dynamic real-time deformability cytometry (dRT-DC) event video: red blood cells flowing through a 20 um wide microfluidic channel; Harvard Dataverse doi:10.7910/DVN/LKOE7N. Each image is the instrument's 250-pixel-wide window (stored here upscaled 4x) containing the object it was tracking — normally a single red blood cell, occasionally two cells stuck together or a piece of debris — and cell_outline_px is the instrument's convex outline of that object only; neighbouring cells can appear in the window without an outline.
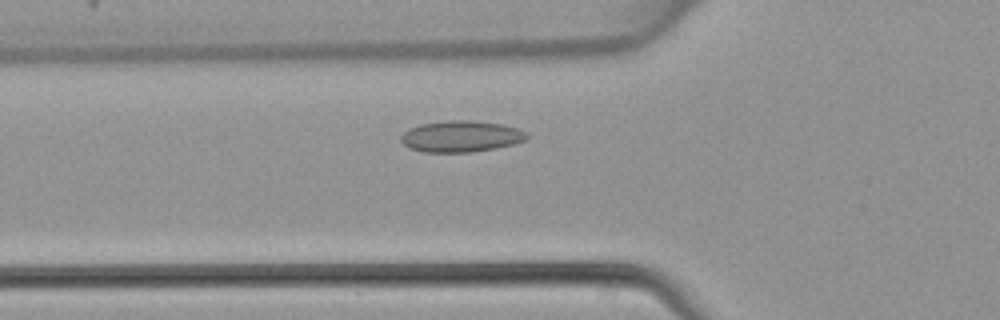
{"species": "common noctule bat (a hibernating species)", "species_latin": "Nyctalus noctula", "temperature_condition": "warm", "stored_images_in_passage": 39, "camera_frame_rate_fps": 3000, "um_per_image_px": 0.085, "animal": {"sex": "female", "body_mass_g": 22.7, "forearm_length_mm": 54.2}, "frame": {"image": 1, "passage_image": 10, "time_ms": 3.0, "image_size_px": [1000, 320], "cell_outline_px": [[528, 140], [496, 148], [472, 152], [424, 152], [412, 148], [404, 144], [400, 140], [400, 136], [408, 128], [420, 124], [448, 120], [468, 120], [504, 124], [516, 128], [524, 132], [528, 136]], "centroid_in_image_um": [39.18, 11.59], "position_along_channel_um": 86.6, "area_um2": 22.95}}
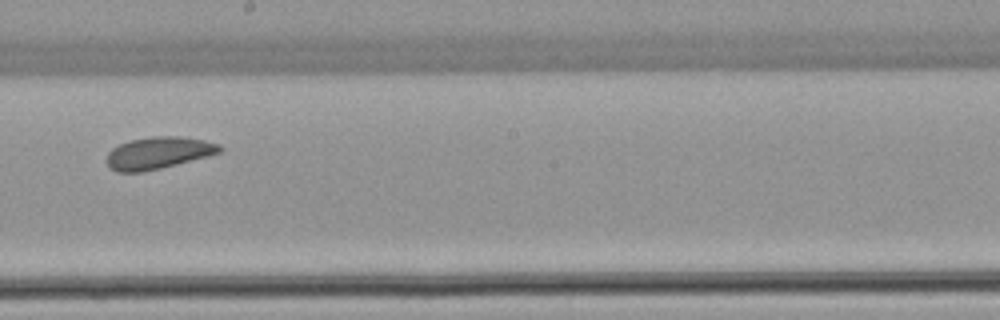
{"frame": {"image": 2, "passage_image": 20, "time_ms": 6.333, "image_size_px": [1000, 320], "cell_outline_px": [[224, 148], [220, 152], [208, 156], [144, 172], [116, 172], [108, 168], [108, 152], [112, 148], [120, 144], [132, 140], [152, 136], [180, 136], [204, 140], [220, 144]], "centroid_in_image_um": [13.47, 13.0], "position_along_channel_um": 234.7, "area_um2": 21.04}}
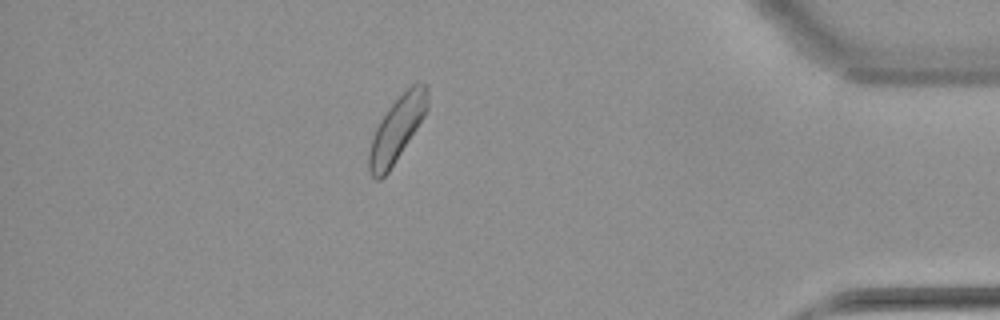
{"frame": {"image": 3, "passage_image": 34, "time_ms": 11.0, "image_size_px": [1000, 320], "cell_outline_px": [[428, 108], [424, 116], [388, 172], [380, 180], [376, 180], [372, 176], [368, 168], [368, 156], [372, 140], [376, 128], [380, 120], [388, 108], [412, 84], [428, 84]], "centroid_in_image_um": [33.74, 10.97], "position_along_channel_um": 401.5, "area_um2": 21.5}}